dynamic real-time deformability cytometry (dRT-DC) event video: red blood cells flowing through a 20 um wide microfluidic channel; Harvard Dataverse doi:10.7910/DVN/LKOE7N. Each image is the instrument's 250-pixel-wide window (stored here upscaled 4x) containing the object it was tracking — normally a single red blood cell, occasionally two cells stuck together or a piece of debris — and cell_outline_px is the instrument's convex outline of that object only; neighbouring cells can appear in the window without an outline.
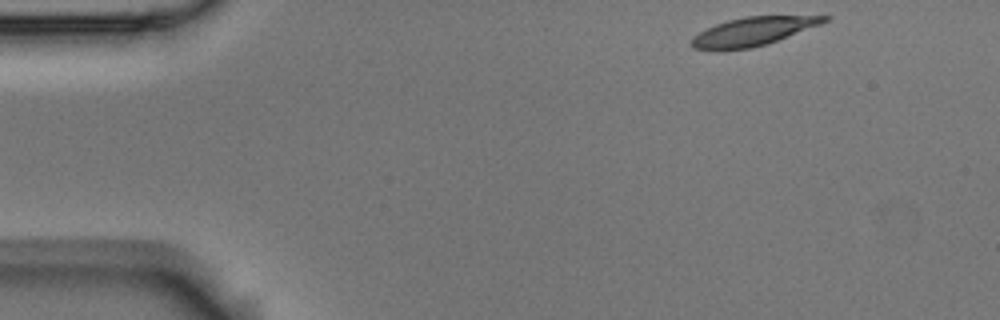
{"species": "Egyptian fruit bat (a non-hibernating species)", "species_latin": "Rousettus aegyptiacus", "temperature_condition": "room temperature", "stored_images_in_passage": 10, "camera_frame_rate_fps": 3000, "um_per_image_px": 0.085, "animal": {"sex": "male"}, "frame": {"image": 1, "passage_image": 1, "time_ms": 0.0, "image_size_px": [1000, 320], "cell_outline_px": [[832, 16], [828, 20], [820, 24], [776, 40], [752, 48], [716, 52], [692, 48], [692, 40], [700, 32], [716, 24], [728, 20], [744, 16]], "centroid_in_image_um": [63.93, 2.7], "position_along_channel_um": 21.1, "area_um2": 21.79}}
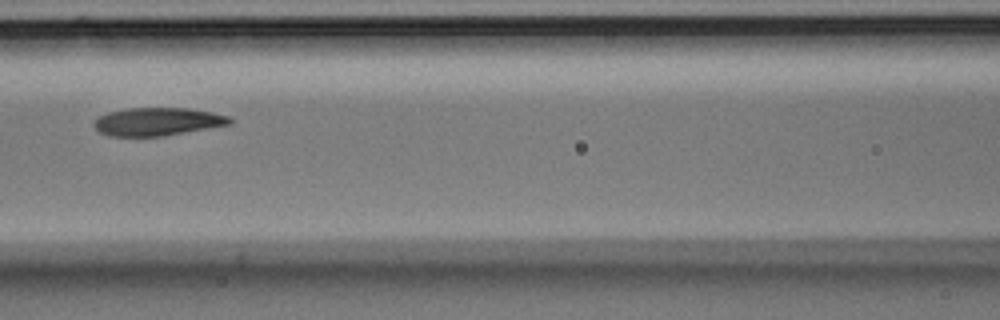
{"frame": {"image": 2, "passage_image": 6, "time_ms": 1.667, "image_size_px": [1000, 320], "cell_outline_px": [[232, 124], [164, 136], [108, 136], [100, 132], [92, 124], [100, 116], [108, 112], [124, 108], [188, 108], [212, 112], [228, 116], [232, 120]], "centroid_in_image_um": [13.39, 10.34], "position_along_channel_um": 153.2, "area_um2": 22.2}}
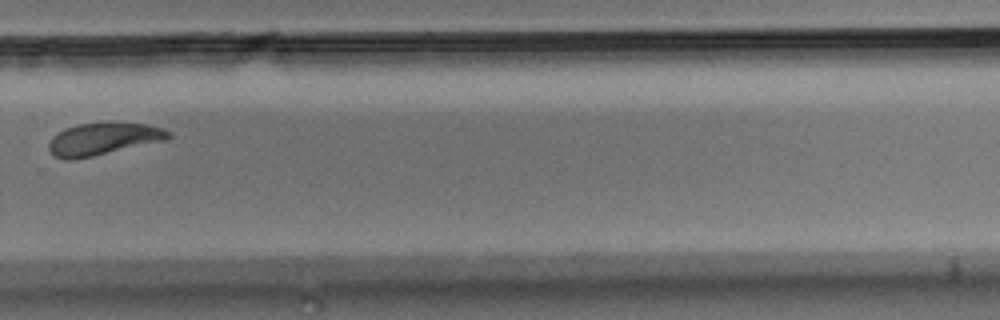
{"frame": {"image": 3, "passage_image": 10, "time_ms": 3.0, "image_size_px": [1000, 320], "cell_outline_px": [[172, 136], [168, 140], [92, 156], [72, 160], [64, 160], [56, 156], [48, 148], [48, 144], [52, 136], [64, 128], [76, 124], [112, 120], [148, 124], [164, 128], [172, 132]], "centroid_in_image_um": [8.83, 11.76], "position_along_channel_um": 321.0, "area_um2": 23.29}}